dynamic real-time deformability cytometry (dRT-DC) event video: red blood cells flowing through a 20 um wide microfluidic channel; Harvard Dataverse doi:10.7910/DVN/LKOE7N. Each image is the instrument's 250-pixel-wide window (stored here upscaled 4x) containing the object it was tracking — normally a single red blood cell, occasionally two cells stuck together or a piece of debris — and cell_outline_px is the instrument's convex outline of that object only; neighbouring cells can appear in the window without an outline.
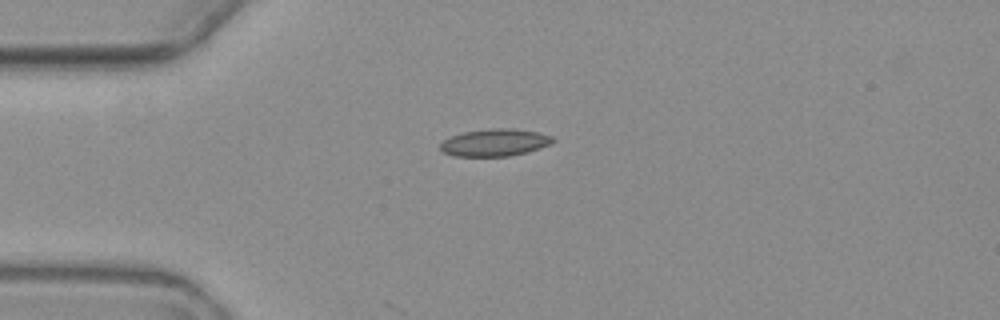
{"species": "common noctule bat (a hibernating species)", "species_latin": "Nyctalus noctula", "temperature_condition": "warm", "stored_images_in_passage": 8, "camera_frame_rate_fps": 3000, "um_per_image_px": 0.085, "animal": {"sex": "female", "body_mass_g": 19.3, "forearm_length_mm": 54.1}, "frame": {"image": 1, "passage_image": 1, "time_ms": 0.0, "image_size_px": [1000, 320], "cell_outline_px": [[556, 140], [552, 144], [528, 152], [508, 156], [452, 156], [444, 152], [440, 148], [440, 144], [444, 140], [452, 136], [464, 132], [488, 128], [512, 128], [536, 132], [552, 136]], "centroid_in_image_um": [42.08, 12.11], "position_along_channel_um": 42.9, "area_um2": 17.92}}
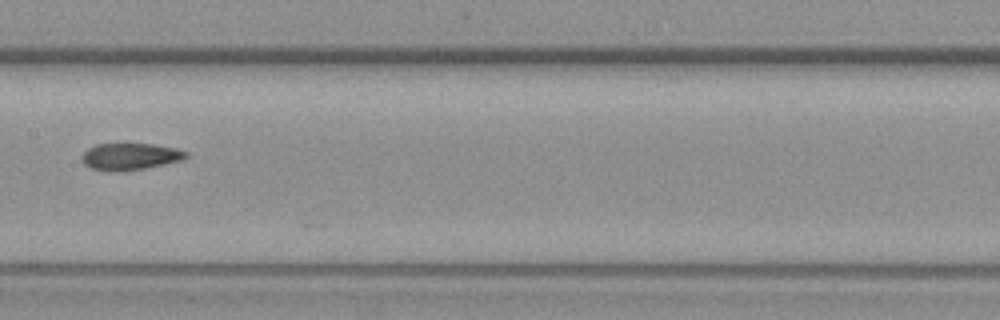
{"frame": {"image": 2, "passage_image": 5, "time_ms": 5.0, "image_size_px": [1000, 320], "cell_outline_px": [[188, 156], [180, 160], [144, 168], [92, 168], [84, 164], [84, 152], [88, 148], [96, 144], [152, 144], [176, 148], [188, 152]], "centroid_in_image_um": [11.13, 13.24], "position_along_channel_um": 196.3, "area_um2": 15.14}}
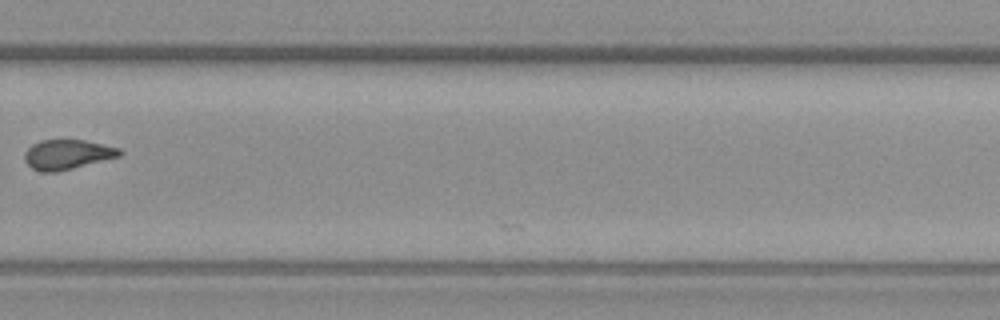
{"frame": {"image": 3, "passage_image": 8, "time_ms": 8.667, "image_size_px": [1000, 320], "cell_outline_px": [[124, 152], [120, 156], [56, 172], [40, 172], [32, 168], [24, 160], [24, 152], [32, 144], [40, 140], [84, 140], [120, 148]], "centroid_in_image_um": [5.7, 13.13], "position_along_channel_um": 324.1, "area_um2": 16.42}}